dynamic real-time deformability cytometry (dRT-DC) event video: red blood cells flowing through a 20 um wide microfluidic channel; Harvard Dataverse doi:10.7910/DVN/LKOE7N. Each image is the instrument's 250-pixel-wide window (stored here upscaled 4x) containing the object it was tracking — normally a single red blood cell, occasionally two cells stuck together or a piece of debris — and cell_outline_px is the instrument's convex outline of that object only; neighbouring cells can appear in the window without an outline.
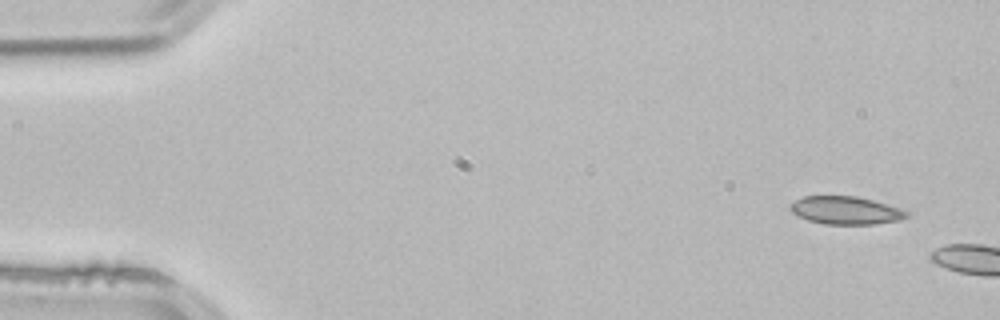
{"species": "common noctule bat (a hibernating species)", "species_latin": "Nyctalus noctula", "temperature_condition": "room temperature", "stored_images_in_passage": 2, "camera_frame_rate_fps": 3000, "um_per_image_px": 0.085, "animal": {"sex": "male", "body_mass_g": 21.5, "forearm_length_mm": 52.0}, "frame": {"image": 1, "passage_image": 1, "time_ms": 0.0, "image_size_px": [1000, 320], "cell_outline_px": [[912, 212], [908, 216], [900, 220], [876, 224], [824, 224], [808, 220], [796, 216], [788, 208], [796, 200], [804, 196], [856, 196], [872, 200], [900, 208]], "centroid_in_image_um": [71.9, 17.89], "position_along_channel_um": 13.1, "area_um2": 19.02}}